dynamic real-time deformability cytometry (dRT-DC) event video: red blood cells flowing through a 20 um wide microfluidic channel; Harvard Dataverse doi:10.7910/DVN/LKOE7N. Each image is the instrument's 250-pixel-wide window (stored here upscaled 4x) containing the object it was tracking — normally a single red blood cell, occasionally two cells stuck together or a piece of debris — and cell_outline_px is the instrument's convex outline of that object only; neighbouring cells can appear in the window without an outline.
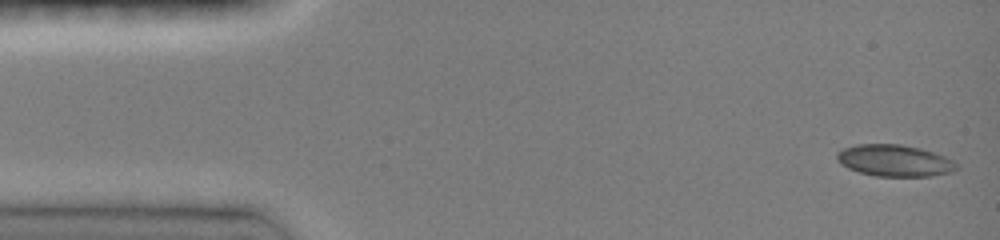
{"species": "common noctule bat (a hibernating species)", "species_latin": "Nyctalus noctula", "temperature_condition": "room temperature", "stored_images_in_passage": 47, "camera_frame_rate_fps": 3000, "um_per_image_px": 0.085, "animal": {"sex": "female", "body_mass_g": 19.0, "forearm_length_mm": 51.5}, "frame": {"image": 1, "passage_image": 1, "time_ms": 0.0, "image_size_px": [1000, 240], "cell_outline_px": [[956, 168], [952, 172], [932, 176], [876, 176], [860, 172], [848, 168], [840, 164], [836, 160], [836, 152], [844, 148], [856, 144], [900, 144], [920, 148], [944, 156], [952, 160], [956, 164]], "centroid_in_image_um": [75.99, 13.65], "position_along_channel_um": 9.0, "area_um2": 22.02}}
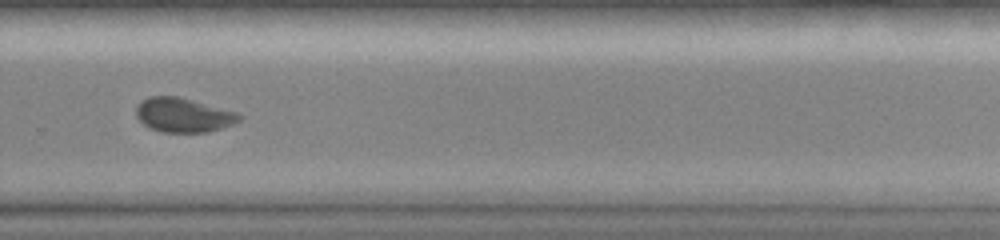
{"frame": {"image": 2, "passage_image": 32, "time_ms": 10.333, "image_size_px": [1000, 240], "cell_outline_px": [[244, 116], [240, 120], [232, 124], [208, 132], [164, 132], [148, 128], [136, 116], [136, 104], [140, 100], [148, 96], [180, 96], [240, 112]], "centroid_in_image_um": [15.6, 9.75], "position_along_channel_um": 314.2, "area_um2": 21.04}}
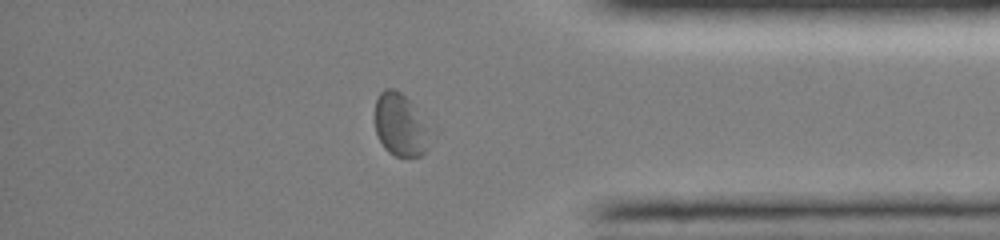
{"frame": {"image": 3, "passage_image": 39, "time_ms": 12.667, "image_size_px": [1000, 240], "cell_outline_px": [[440, 128], [436, 136], [428, 148], [420, 156], [396, 156], [388, 152], [384, 148], [376, 132], [376, 100], [380, 92], [384, 88], [392, 88], [400, 92], [436, 124]], "centroid_in_image_um": [34.24, 10.63], "position_along_channel_um": 401.0, "area_um2": 21.79}, "authors_computed_cell_mechanics": {"area_um2": 21.386, "velocity_mm_per_s": 4.0436, "shape_relaxation_time_tau1_ms": 4.1137, "shape_relaxation_time_tau2_ms": 6.1557, "deformation_change_tau1": 0.1182, "deformation_change_tau2": 0.0637}}